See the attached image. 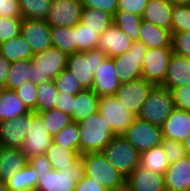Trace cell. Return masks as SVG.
<instances>
[{
	"label": "cell",
	"instance_id": "cell-5",
	"mask_svg": "<svg viewBox=\"0 0 190 191\" xmlns=\"http://www.w3.org/2000/svg\"><path fill=\"white\" fill-rule=\"evenodd\" d=\"M106 58L99 49L75 52L68 55L66 69L69 70L83 89H92L97 68Z\"/></svg>",
	"mask_w": 190,
	"mask_h": 191
},
{
	"label": "cell",
	"instance_id": "cell-10",
	"mask_svg": "<svg viewBox=\"0 0 190 191\" xmlns=\"http://www.w3.org/2000/svg\"><path fill=\"white\" fill-rule=\"evenodd\" d=\"M146 50L147 48L143 43L133 42L128 51L113 57L117 77L121 84L142 77V64Z\"/></svg>",
	"mask_w": 190,
	"mask_h": 191
},
{
	"label": "cell",
	"instance_id": "cell-17",
	"mask_svg": "<svg viewBox=\"0 0 190 191\" xmlns=\"http://www.w3.org/2000/svg\"><path fill=\"white\" fill-rule=\"evenodd\" d=\"M121 83L117 77V69L112 57H107L97 68L94 75L92 91L98 96L115 95Z\"/></svg>",
	"mask_w": 190,
	"mask_h": 191
},
{
	"label": "cell",
	"instance_id": "cell-33",
	"mask_svg": "<svg viewBox=\"0 0 190 191\" xmlns=\"http://www.w3.org/2000/svg\"><path fill=\"white\" fill-rule=\"evenodd\" d=\"M51 44L69 54L76 52L74 27H50Z\"/></svg>",
	"mask_w": 190,
	"mask_h": 191
},
{
	"label": "cell",
	"instance_id": "cell-45",
	"mask_svg": "<svg viewBox=\"0 0 190 191\" xmlns=\"http://www.w3.org/2000/svg\"><path fill=\"white\" fill-rule=\"evenodd\" d=\"M160 145L162 146L163 152L165 153L169 164L177 162L187 156L183 142L163 139Z\"/></svg>",
	"mask_w": 190,
	"mask_h": 191
},
{
	"label": "cell",
	"instance_id": "cell-38",
	"mask_svg": "<svg viewBox=\"0 0 190 191\" xmlns=\"http://www.w3.org/2000/svg\"><path fill=\"white\" fill-rule=\"evenodd\" d=\"M97 32L83 25L81 22L75 25L76 52H85L96 49L99 41Z\"/></svg>",
	"mask_w": 190,
	"mask_h": 191
},
{
	"label": "cell",
	"instance_id": "cell-26",
	"mask_svg": "<svg viewBox=\"0 0 190 191\" xmlns=\"http://www.w3.org/2000/svg\"><path fill=\"white\" fill-rule=\"evenodd\" d=\"M99 97L91 90L84 89L75 95L72 121L81 122L98 111Z\"/></svg>",
	"mask_w": 190,
	"mask_h": 191
},
{
	"label": "cell",
	"instance_id": "cell-53",
	"mask_svg": "<svg viewBox=\"0 0 190 191\" xmlns=\"http://www.w3.org/2000/svg\"><path fill=\"white\" fill-rule=\"evenodd\" d=\"M28 162L35 168L37 173H44L52 170L50 161L47 159L46 155L32 157Z\"/></svg>",
	"mask_w": 190,
	"mask_h": 191
},
{
	"label": "cell",
	"instance_id": "cell-54",
	"mask_svg": "<svg viewBox=\"0 0 190 191\" xmlns=\"http://www.w3.org/2000/svg\"><path fill=\"white\" fill-rule=\"evenodd\" d=\"M11 64L12 63L0 55V90L6 88V78L10 71Z\"/></svg>",
	"mask_w": 190,
	"mask_h": 191
},
{
	"label": "cell",
	"instance_id": "cell-28",
	"mask_svg": "<svg viewBox=\"0 0 190 191\" xmlns=\"http://www.w3.org/2000/svg\"><path fill=\"white\" fill-rule=\"evenodd\" d=\"M0 47V55L10 63L21 59H32L34 55L31 46L21 34L1 43Z\"/></svg>",
	"mask_w": 190,
	"mask_h": 191
},
{
	"label": "cell",
	"instance_id": "cell-50",
	"mask_svg": "<svg viewBox=\"0 0 190 191\" xmlns=\"http://www.w3.org/2000/svg\"><path fill=\"white\" fill-rule=\"evenodd\" d=\"M0 17L22 18L18 0H0Z\"/></svg>",
	"mask_w": 190,
	"mask_h": 191
},
{
	"label": "cell",
	"instance_id": "cell-8",
	"mask_svg": "<svg viewBox=\"0 0 190 191\" xmlns=\"http://www.w3.org/2000/svg\"><path fill=\"white\" fill-rule=\"evenodd\" d=\"M51 142L52 136L43 122V115L35 111L30 112L27 134L21 149L24 156L29 160L38 155H45Z\"/></svg>",
	"mask_w": 190,
	"mask_h": 191
},
{
	"label": "cell",
	"instance_id": "cell-4",
	"mask_svg": "<svg viewBox=\"0 0 190 191\" xmlns=\"http://www.w3.org/2000/svg\"><path fill=\"white\" fill-rule=\"evenodd\" d=\"M174 109L175 105L171 91L158 85L154 86L149 92L137 117L161 127Z\"/></svg>",
	"mask_w": 190,
	"mask_h": 191
},
{
	"label": "cell",
	"instance_id": "cell-13",
	"mask_svg": "<svg viewBox=\"0 0 190 191\" xmlns=\"http://www.w3.org/2000/svg\"><path fill=\"white\" fill-rule=\"evenodd\" d=\"M172 53V47L148 48L142 64V77L154 86L162 85Z\"/></svg>",
	"mask_w": 190,
	"mask_h": 191
},
{
	"label": "cell",
	"instance_id": "cell-56",
	"mask_svg": "<svg viewBox=\"0 0 190 191\" xmlns=\"http://www.w3.org/2000/svg\"><path fill=\"white\" fill-rule=\"evenodd\" d=\"M175 4L190 6V0H171Z\"/></svg>",
	"mask_w": 190,
	"mask_h": 191
},
{
	"label": "cell",
	"instance_id": "cell-18",
	"mask_svg": "<svg viewBox=\"0 0 190 191\" xmlns=\"http://www.w3.org/2000/svg\"><path fill=\"white\" fill-rule=\"evenodd\" d=\"M132 43V40L123 30L112 24L100 34L97 49L107 57L113 58L128 51Z\"/></svg>",
	"mask_w": 190,
	"mask_h": 191
},
{
	"label": "cell",
	"instance_id": "cell-22",
	"mask_svg": "<svg viewBox=\"0 0 190 191\" xmlns=\"http://www.w3.org/2000/svg\"><path fill=\"white\" fill-rule=\"evenodd\" d=\"M190 84V58L172 53L164 82L161 86L169 90Z\"/></svg>",
	"mask_w": 190,
	"mask_h": 191
},
{
	"label": "cell",
	"instance_id": "cell-20",
	"mask_svg": "<svg viewBox=\"0 0 190 191\" xmlns=\"http://www.w3.org/2000/svg\"><path fill=\"white\" fill-rule=\"evenodd\" d=\"M163 176L166 191H189L190 156L169 164Z\"/></svg>",
	"mask_w": 190,
	"mask_h": 191
},
{
	"label": "cell",
	"instance_id": "cell-25",
	"mask_svg": "<svg viewBox=\"0 0 190 191\" xmlns=\"http://www.w3.org/2000/svg\"><path fill=\"white\" fill-rule=\"evenodd\" d=\"M28 163L21 149L0 146V181L7 182L14 172Z\"/></svg>",
	"mask_w": 190,
	"mask_h": 191
},
{
	"label": "cell",
	"instance_id": "cell-29",
	"mask_svg": "<svg viewBox=\"0 0 190 191\" xmlns=\"http://www.w3.org/2000/svg\"><path fill=\"white\" fill-rule=\"evenodd\" d=\"M45 155L50 161L51 168L56 171H60L69 165H73L81 156L76 150L62 147L53 141L47 148Z\"/></svg>",
	"mask_w": 190,
	"mask_h": 191
},
{
	"label": "cell",
	"instance_id": "cell-9",
	"mask_svg": "<svg viewBox=\"0 0 190 191\" xmlns=\"http://www.w3.org/2000/svg\"><path fill=\"white\" fill-rule=\"evenodd\" d=\"M124 138L140 153L159 146L163 141L160 126L135 117L123 134Z\"/></svg>",
	"mask_w": 190,
	"mask_h": 191
},
{
	"label": "cell",
	"instance_id": "cell-21",
	"mask_svg": "<svg viewBox=\"0 0 190 191\" xmlns=\"http://www.w3.org/2000/svg\"><path fill=\"white\" fill-rule=\"evenodd\" d=\"M163 139L183 142L190 134V112L174 109L161 126Z\"/></svg>",
	"mask_w": 190,
	"mask_h": 191
},
{
	"label": "cell",
	"instance_id": "cell-24",
	"mask_svg": "<svg viewBox=\"0 0 190 191\" xmlns=\"http://www.w3.org/2000/svg\"><path fill=\"white\" fill-rule=\"evenodd\" d=\"M139 42L143 43L147 49L172 47V33L170 30L159 28L148 21L142 20Z\"/></svg>",
	"mask_w": 190,
	"mask_h": 191
},
{
	"label": "cell",
	"instance_id": "cell-51",
	"mask_svg": "<svg viewBox=\"0 0 190 191\" xmlns=\"http://www.w3.org/2000/svg\"><path fill=\"white\" fill-rule=\"evenodd\" d=\"M74 101L75 95L59 93V96L56 98L54 108L63 111L65 114L71 116L72 118Z\"/></svg>",
	"mask_w": 190,
	"mask_h": 191
},
{
	"label": "cell",
	"instance_id": "cell-30",
	"mask_svg": "<svg viewBox=\"0 0 190 191\" xmlns=\"http://www.w3.org/2000/svg\"><path fill=\"white\" fill-rule=\"evenodd\" d=\"M38 174L28 162L22 169L14 172L6 182L9 191H36Z\"/></svg>",
	"mask_w": 190,
	"mask_h": 191
},
{
	"label": "cell",
	"instance_id": "cell-49",
	"mask_svg": "<svg viewBox=\"0 0 190 191\" xmlns=\"http://www.w3.org/2000/svg\"><path fill=\"white\" fill-rule=\"evenodd\" d=\"M148 0H118L117 11H125L142 17Z\"/></svg>",
	"mask_w": 190,
	"mask_h": 191
},
{
	"label": "cell",
	"instance_id": "cell-41",
	"mask_svg": "<svg viewBox=\"0 0 190 191\" xmlns=\"http://www.w3.org/2000/svg\"><path fill=\"white\" fill-rule=\"evenodd\" d=\"M190 32V6L173 3L171 33Z\"/></svg>",
	"mask_w": 190,
	"mask_h": 191
},
{
	"label": "cell",
	"instance_id": "cell-16",
	"mask_svg": "<svg viewBox=\"0 0 190 191\" xmlns=\"http://www.w3.org/2000/svg\"><path fill=\"white\" fill-rule=\"evenodd\" d=\"M29 118L30 112L15 119L0 121V146L22 149Z\"/></svg>",
	"mask_w": 190,
	"mask_h": 191
},
{
	"label": "cell",
	"instance_id": "cell-39",
	"mask_svg": "<svg viewBox=\"0 0 190 191\" xmlns=\"http://www.w3.org/2000/svg\"><path fill=\"white\" fill-rule=\"evenodd\" d=\"M41 114L43 115V122L52 137L72 122L71 116L56 108L41 112Z\"/></svg>",
	"mask_w": 190,
	"mask_h": 191
},
{
	"label": "cell",
	"instance_id": "cell-40",
	"mask_svg": "<svg viewBox=\"0 0 190 191\" xmlns=\"http://www.w3.org/2000/svg\"><path fill=\"white\" fill-rule=\"evenodd\" d=\"M52 141L62 147L72 148L79 152L80 135L78 123L72 121L69 125L65 126L55 136H53Z\"/></svg>",
	"mask_w": 190,
	"mask_h": 191
},
{
	"label": "cell",
	"instance_id": "cell-52",
	"mask_svg": "<svg viewBox=\"0 0 190 191\" xmlns=\"http://www.w3.org/2000/svg\"><path fill=\"white\" fill-rule=\"evenodd\" d=\"M74 191H108L93 178L83 175V177L76 183Z\"/></svg>",
	"mask_w": 190,
	"mask_h": 191
},
{
	"label": "cell",
	"instance_id": "cell-47",
	"mask_svg": "<svg viewBox=\"0 0 190 191\" xmlns=\"http://www.w3.org/2000/svg\"><path fill=\"white\" fill-rule=\"evenodd\" d=\"M170 91L175 108L190 112V84L175 87Z\"/></svg>",
	"mask_w": 190,
	"mask_h": 191
},
{
	"label": "cell",
	"instance_id": "cell-36",
	"mask_svg": "<svg viewBox=\"0 0 190 191\" xmlns=\"http://www.w3.org/2000/svg\"><path fill=\"white\" fill-rule=\"evenodd\" d=\"M113 20L114 24L123 30L132 42H139L141 16L125 11H116Z\"/></svg>",
	"mask_w": 190,
	"mask_h": 191
},
{
	"label": "cell",
	"instance_id": "cell-58",
	"mask_svg": "<svg viewBox=\"0 0 190 191\" xmlns=\"http://www.w3.org/2000/svg\"><path fill=\"white\" fill-rule=\"evenodd\" d=\"M114 191H130L126 186L119 189V190H114Z\"/></svg>",
	"mask_w": 190,
	"mask_h": 191
},
{
	"label": "cell",
	"instance_id": "cell-2",
	"mask_svg": "<svg viewBox=\"0 0 190 191\" xmlns=\"http://www.w3.org/2000/svg\"><path fill=\"white\" fill-rule=\"evenodd\" d=\"M84 175L93 178L108 191L125 187L126 178L116 170L102 152L86 153L80 156Z\"/></svg>",
	"mask_w": 190,
	"mask_h": 191
},
{
	"label": "cell",
	"instance_id": "cell-57",
	"mask_svg": "<svg viewBox=\"0 0 190 191\" xmlns=\"http://www.w3.org/2000/svg\"><path fill=\"white\" fill-rule=\"evenodd\" d=\"M0 191H9L5 182L0 181Z\"/></svg>",
	"mask_w": 190,
	"mask_h": 191
},
{
	"label": "cell",
	"instance_id": "cell-44",
	"mask_svg": "<svg viewBox=\"0 0 190 191\" xmlns=\"http://www.w3.org/2000/svg\"><path fill=\"white\" fill-rule=\"evenodd\" d=\"M23 18L0 17V44L21 32Z\"/></svg>",
	"mask_w": 190,
	"mask_h": 191
},
{
	"label": "cell",
	"instance_id": "cell-6",
	"mask_svg": "<svg viewBox=\"0 0 190 191\" xmlns=\"http://www.w3.org/2000/svg\"><path fill=\"white\" fill-rule=\"evenodd\" d=\"M102 153L125 178L140 164L141 153L123 135L114 136Z\"/></svg>",
	"mask_w": 190,
	"mask_h": 191
},
{
	"label": "cell",
	"instance_id": "cell-11",
	"mask_svg": "<svg viewBox=\"0 0 190 191\" xmlns=\"http://www.w3.org/2000/svg\"><path fill=\"white\" fill-rule=\"evenodd\" d=\"M98 112L110 123L116 136L123 135L136 117L114 95L99 97Z\"/></svg>",
	"mask_w": 190,
	"mask_h": 191
},
{
	"label": "cell",
	"instance_id": "cell-43",
	"mask_svg": "<svg viewBox=\"0 0 190 191\" xmlns=\"http://www.w3.org/2000/svg\"><path fill=\"white\" fill-rule=\"evenodd\" d=\"M14 91L30 112H36L37 84L27 81Z\"/></svg>",
	"mask_w": 190,
	"mask_h": 191
},
{
	"label": "cell",
	"instance_id": "cell-7",
	"mask_svg": "<svg viewBox=\"0 0 190 191\" xmlns=\"http://www.w3.org/2000/svg\"><path fill=\"white\" fill-rule=\"evenodd\" d=\"M38 174L36 191H74L76 183L84 175V167L79 158L73 165L56 171L52 169Z\"/></svg>",
	"mask_w": 190,
	"mask_h": 191
},
{
	"label": "cell",
	"instance_id": "cell-48",
	"mask_svg": "<svg viewBox=\"0 0 190 191\" xmlns=\"http://www.w3.org/2000/svg\"><path fill=\"white\" fill-rule=\"evenodd\" d=\"M83 8L104 11L114 16L117 11L118 0H81Z\"/></svg>",
	"mask_w": 190,
	"mask_h": 191
},
{
	"label": "cell",
	"instance_id": "cell-35",
	"mask_svg": "<svg viewBox=\"0 0 190 191\" xmlns=\"http://www.w3.org/2000/svg\"><path fill=\"white\" fill-rule=\"evenodd\" d=\"M23 19L46 20L52 0H18Z\"/></svg>",
	"mask_w": 190,
	"mask_h": 191
},
{
	"label": "cell",
	"instance_id": "cell-55",
	"mask_svg": "<svg viewBox=\"0 0 190 191\" xmlns=\"http://www.w3.org/2000/svg\"><path fill=\"white\" fill-rule=\"evenodd\" d=\"M183 146L186 150L187 156H190V134L188 137L183 141Z\"/></svg>",
	"mask_w": 190,
	"mask_h": 191
},
{
	"label": "cell",
	"instance_id": "cell-14",
	"mask_svg": "<svg viewBox=\"0 0 190 191\" xmlns=\"http://www.w3.org/2000/svg\"><path fill=\"white\" fill-rule=\"evenodd\" d=\"M81 0H52L47 16L51 27H74L81 20Z\"/></svg>",
	"mask_w": 190,
	"mask_h": 191
},
{
	"label": "cell",
	"instance_id": "cell-42",
	"mask_svg": "<svg viewBox=\"0 0 190 191\" xmlns=\"http://www.w3.org/2000/svg\"><path fill=\"white\" fill-rule=\"evenodd\" d=\"M53 81L59 93L76 95L84 90L73 74L67 69H64Z\"/></svg>",
	"mask_w": 190,
	"mask_h": 191
},
{
	"label": "cell",
	"instance_id": "cell-31",
	"mask_svg": "<svg viewBox=\"0 0 190 191\" xmlns=\"http://www.w3.org/2000/svg\"><path fill=\"white\" fill-rule=\"evenodd\" d=\"M139 166L148 171L163 175L166 172L169 163L163 152L162 146L159 145L142 152L140 154Z\"/></svg>",
	"mask_w": 190,
	"mask_h": 191
},
{
	"label": "cell",
	"instance_id": "cell-34",
	"mask_svg": "<svg viewBox=\"0 0 190 191\" xmlns=\"http://www.w3.org/2000/svg\"><path fill=\"white\" fill-rule=\"evenodd\" d=\"M31 59H21L11 64L6 78V89L16 90L23 83L31 81Z\"/></svg>",
	"mask_w": 190,
	"mask_h": 191
},
{
	"label": "cell",
	"instance_id": "cell-1",
	"mask_svg": "<svg viewBox=\"0 0 190 191\" xmlns=\"http://www.w3.org/2000/svg\"><path fill=\"white\" fill-rule=\"evenodd\" d=\"M78 130L81 155L102 152L103 148L116 136L110 123L98 111L79 122Z\"/></svg>",
	"mask_w": 190,
	"mask_h": 191
},
{
	"label": "cell",
	"instance_id": "cell-32",
	"mask_svg": "<svg viewBox=\"0 0 190 191\" xmlns=\"http://www.w3.org/2000/svg\"><path fill=\"white\" fill-rule=\"evenodd\" d=\"M80 22L98 34H102L114 24L112 15L104 11L90 8H82Z\"/></svg>",
	"mask_w": 190,
	"mask_h": 191
},
{
	"label": "cell",
	"instance_id": "cell-19",
	"mask_svg": "<svg viewBox=\"0 0 190 191\" xmlns=\"http://www.w3.org/2000/svg\"><path fill=\"white\" fill-rule=\"evenodd\" d=\"M125 186L130 191H166L164 176L136 167L125 180Z\"/></svg>",
	"mask_w": 190,
	"mask_h": 191
},
{
	"label": "cell",
	"instance_id": "cell-46",
	"mask_svg": "<svg viewBox=\"0 0 190 191\" xmlns=\"http://www.w3.org/2000/svg\"><path fill=\"white\" fill-rule=\"evenodd\" d=\"M173 53L190 58V32H178L172 34Z\"/></svg>",
	"mask_w": 190,
	"mask_h": 191
},
{
	"label": "cell",
	"instance_id": "cell-3",
	"mask_svg": "<svg viewBox=\"0 0 190 191\" xmlns=\"http://www.w3.org/2000/svg\"><path fill=\"white\" fill-rule=\"evenodd\" d=\"M68 54L51 46L33 55L31 59V81L35 84L53 81L66 69Z\"/></svg>",
	"mask_w": 190,
	"mask_h": 191
},
{
	"label": "cell",
	"instance_id": "cell-15",
	"mask_svg": "<svg viewBox=\"0 0 190 191\" xmlns=\"http://www.w3.org/2000/svg\"><path fill=\"white\" fill-rule=\"evenodd\" d=\"M50 25L47 20L23 19L20 34L29 43L33 54L52 46Z\"/></svg>",
	"mask_w": 190,
	"mask_h": 191
},
{
	"label": "cell",
	"instance_id": "cell-27",
	"mask_svg": "<svg viewBox=\"0 0 190 191\" xmlns=\"http://www.w3.org/2000/svg\"><path fill=\"white\" fill-rule=\"evenodd\" d=\"M29 112L14 90H0V121L15 119Z\"/></svg>",
	"mask_w": 190,
	"mask_h": 191
},
{
	"label": "cell",
	"instance_id": "cell-37",
	"mask_svg": "<svg viewBox=\"0 0 190 191\" xmlns=\"http://www.w3.org/2000/svg\"><path fill=\"white\" fill-rule=\"evenodd\" d=\"M59 92L54 81L37 84V105L36 112L41 113L54 109L56 98Z\"/></svg>",
	"mask_w": 190,
	"mask_h": 191
},
{
	"label": "cell",
	"instance_id": "cell-12",
	"mask_svg": "<svg viewBox=\"0 0 190 191\" xmlns=\"http://www.w3.org/2000/svg\"><path fill=\"white\" fill-rule=\"evenodd\" d=\"M154 85L144 77L120 85L115 98L136 117Z\"/></svg>",
	"mask_w": 190,
	"mask_h": 191
},
{
	"label": "cell",
	"instance_id": "cell-23",
	"mask_svg": "<svg viewBox=\"0 0 190 191\" xmlns=\"http://www.w3.org/2000/svg\"><path fill=\"white\" fill-rule=\"evenodd\" d=\"M173 2L171 0H148L142 20L171 31Z\"/></svg>",
	"mask_w": 190,
	"mask_h": 191
}]
</instances>
